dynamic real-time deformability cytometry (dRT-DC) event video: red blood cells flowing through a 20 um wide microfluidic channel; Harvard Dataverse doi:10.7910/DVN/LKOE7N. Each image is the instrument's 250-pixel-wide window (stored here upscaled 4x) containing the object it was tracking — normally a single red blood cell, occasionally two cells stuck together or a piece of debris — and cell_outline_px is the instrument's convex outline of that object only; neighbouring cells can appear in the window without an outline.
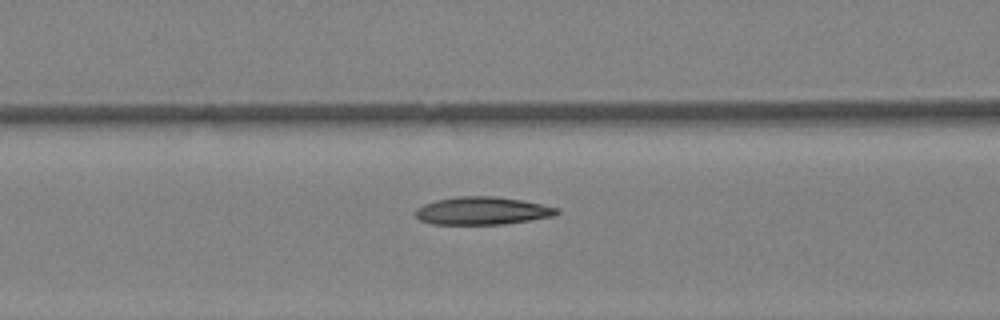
{"species": "Egyptian fruit bat (a non-hibernating species)", "species_latin": "Rousettus aegyptiacus", "temperature_condition": "warm", "stored_images_in_passage": 27, "camera_frame_rate_fps": 3000, "um_per_image_px": 0.085, "animal": {"sex": "female"}, "frame": {"image": 1, "passage_image": 12, "time_ms": 3.667, "image_size_px": [1000, 320], "cell_outline_px": [[560, 212], [556, 216], [504, 224], [432, 224], [420, 220], [416, 216], [416, 208], [424, 204], [436, 200], [460, 196], [496, 196], [520, 200], [560, 208]], "centroid_in_image_um": [41.02, 17.92], "position_along_channel_um": 125.6, "area_um2": 22.89}}